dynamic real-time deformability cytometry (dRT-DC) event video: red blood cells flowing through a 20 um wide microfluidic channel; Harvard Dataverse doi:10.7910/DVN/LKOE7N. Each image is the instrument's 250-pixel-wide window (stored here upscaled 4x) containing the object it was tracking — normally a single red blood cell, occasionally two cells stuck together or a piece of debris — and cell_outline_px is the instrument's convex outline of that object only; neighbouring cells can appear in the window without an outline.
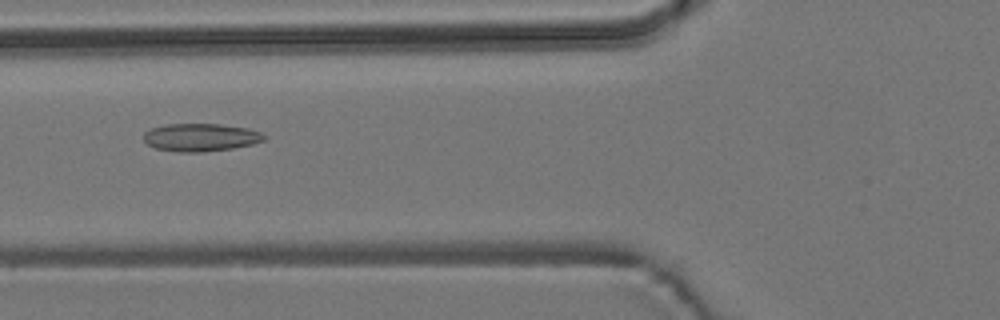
{"species": "common noctule bat (a hibernating species)", "species_latin": "Nyctalus noctula", "temperature_condition": "room temperature", "stored_images_in_passage": 37, "camera_frame_rate_fps": 3000, "um_per_image_px": 0.085, "animal": {"sex": "male", "body_mass_g": 19.2, "forearm_length_mm": 51.8}, "frame": {"image": 1, "passage_image": 10, "time_ms": 3.0, "image_size_px": [1000, 320], "cell_outline_px": [[268, 136], [264, 140], [252, 144], [232, 148], [204, 152], [180, 152], [156, 148], [148, 144], [144, 140], [144, 132], [152, 128], [164, 124], [220, 124], [248, 128], [260, 132]], "centroid_in_image_um": [17.07, 11.67], "position_along_channel_um": 108.7, "area_um2": 19.54}}
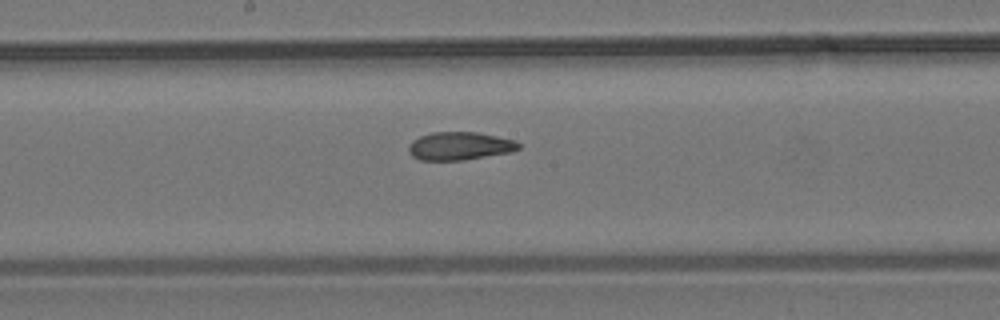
{"frame": {"image": 2, "passage_image": 18, "time_ms": 5.667, "image_size_px": [1000, 320], "cell_outline_px": [[520, 148], [512, 152], [464, 160], [420, 160], [412, 156], [408, 152], [408, 148], [412, 140], [420, 136], [432, 132], [480, 132], [516, 140], [520, 144]], "centroid_in_image_um": [39.09, 12.4], "position_along_channel_um": 209.1, "area_um2": 18.21}}
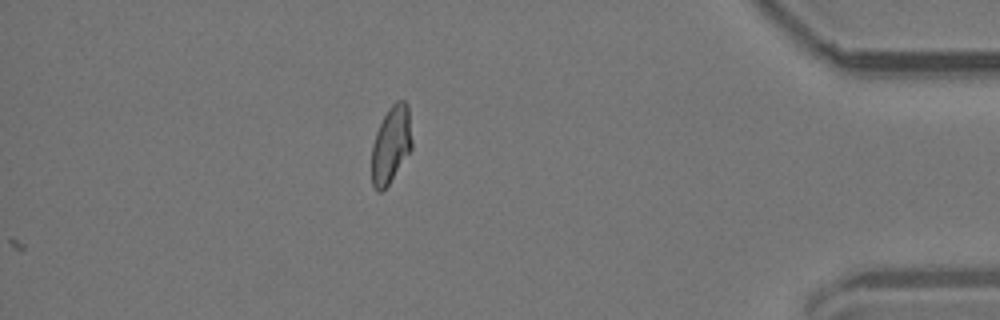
{"frame": {"image": 3, "passage_image": 37, "time_ms": 12.0, "image_size_px": [1000, 320], "cell_outline_px": [[412, 148], [388, 184], [380, 192], [376, 192], [372, 184], [372, 144], [376, 132], [388, 108], [396, 100], [404, 100], [408, 104], [412, 140]], "centroid_in_image_um": [33.24, 12.26], "position_along_channel_um": 402.0, "area_um2": 17.98}, "authors_computed_cell_mechanics": {"area_um2": 18.496, "velocity_mm_per_s": 3.7501, "shape_relaxation_time_tau1_ms": null, "shape_relaxation_time_tau2_ms": 1.7931, "deformation_change_tau1": null, "deformation_change_tau2": 0.075}}